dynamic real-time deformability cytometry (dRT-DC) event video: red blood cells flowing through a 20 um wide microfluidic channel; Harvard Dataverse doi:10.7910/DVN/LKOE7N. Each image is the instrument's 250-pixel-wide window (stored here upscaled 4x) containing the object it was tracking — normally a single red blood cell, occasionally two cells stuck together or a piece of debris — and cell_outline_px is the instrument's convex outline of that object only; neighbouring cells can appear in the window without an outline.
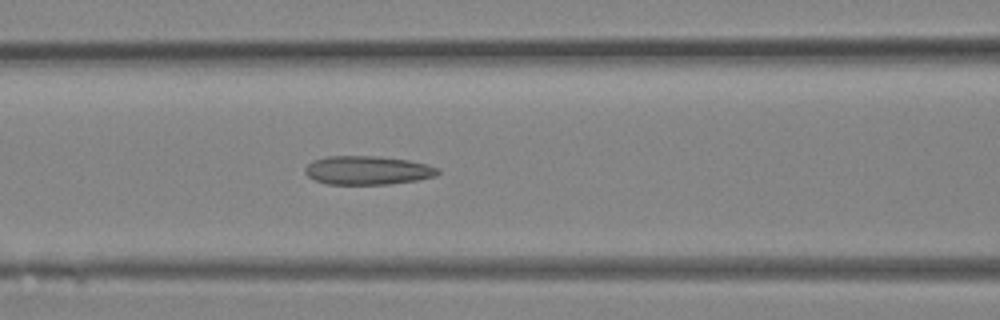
{"species": "Egyptian fruit bat (a non-hibernating species)", "species_latin": "Rousettus aegyptiacus", "temperature_condition": "room temperature", "stored_images_in_passage": 33, "camera_frame_rate_fps": 3000, "um_per_image_px": 0.085, "animal": {"sex": "female"}, "frame": {"image": 1, "passage_image": 14, "time_ms": 4.333, "image_size_px": [1000, 320], "cell_outline_px": [[440, 172], [436, 176], [416, 180], [388, 184], [328, 184], [316, 180], [308, 176], [304, 172], [304, 168], [312, 160], [328, 156], [376, 156], [408, 160], [428, 164], [440, 168]], "centroid_in_image_um": [31.25, 14.47], "position_along_channel_um": 135.3, "area_um2": 22.25}}
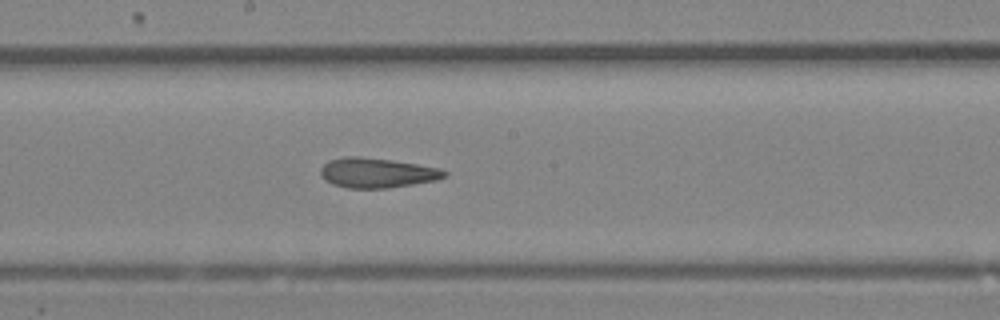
{"frame": {"image": 2, "passage_image": 18, "time_ms": 5.667, "image_size_px": [1000, 320], "cell_outline_px": [[448, 172], [444, 176], [436, 180], [388, 188], [348, 188], [332, 184], [324, 180], [320, 176], [320, 168], [328, 160], [344, 156], [360, 156], [392, 160], [440, 168]], "centroid_in_image_um": [31.98, 14.68], "position_along_channel_um": 216.2, "area_um2": 21.62}}
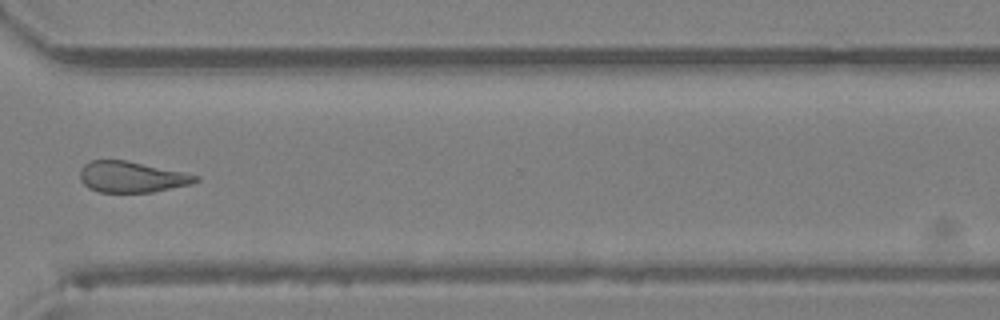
{"frame": {"image": 3, "passage_image": 25, "time_ms": 8.0, "image_size_px": [1000, 320], "cell_outline_px": [[200, 180], [192, 184], [152, 192], [96, 192], [88, 188], [80, 180], [80, 168], [88, 160], [124, 160], [184, 172], [200, 176]], "centroid_in_image_um": [11.17, 15.04], "position_along_channel_um": 359.4, "area_um2": 20.98}}